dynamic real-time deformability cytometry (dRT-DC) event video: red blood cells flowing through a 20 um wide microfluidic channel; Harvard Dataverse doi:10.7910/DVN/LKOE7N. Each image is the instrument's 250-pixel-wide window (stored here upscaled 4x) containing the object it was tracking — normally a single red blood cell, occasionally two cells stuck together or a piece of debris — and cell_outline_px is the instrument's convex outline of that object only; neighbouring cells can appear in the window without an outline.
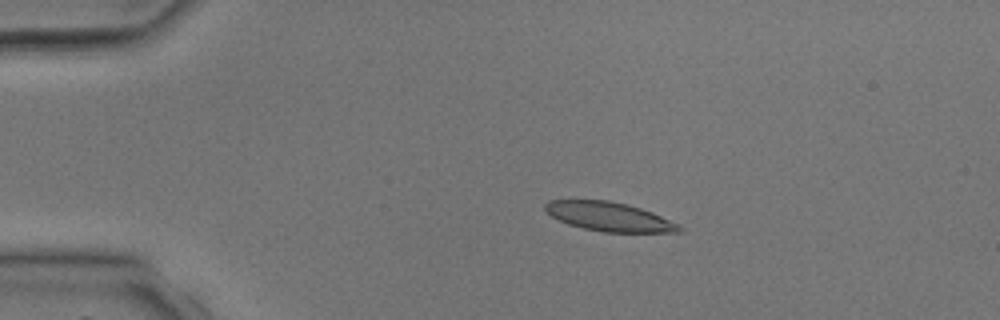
{"species": "common noctule bat (a hibernating species)", "species_latin": "Nyctalus noctula", "temperature_condition": "room temperature", "stored_images_in_passage": 4, "camera_frame_rate_fps": 3000, "um_per_image_px": 0.085, "animal": {"sex": "male", "body_mass_g": 17.9, "forearm_length_mm": 54.2}, "frame": {"image": 1, "passage_image": 3, "time_ms": 2.333, "image_size_px": [1000, 320], "cell_outline_px": [[684, 232], [604, 232], [584, 228], [568, 224], [552, 216], [544, 208], [544, 204], [548, 200], [608, 200], [628, 204], [652, 212], [680, 224], [684, 228]], "centroid_in_image_um": [51.83, 18.41], "position_along_channel_um": 33.2, "area_um2": 22.72}}